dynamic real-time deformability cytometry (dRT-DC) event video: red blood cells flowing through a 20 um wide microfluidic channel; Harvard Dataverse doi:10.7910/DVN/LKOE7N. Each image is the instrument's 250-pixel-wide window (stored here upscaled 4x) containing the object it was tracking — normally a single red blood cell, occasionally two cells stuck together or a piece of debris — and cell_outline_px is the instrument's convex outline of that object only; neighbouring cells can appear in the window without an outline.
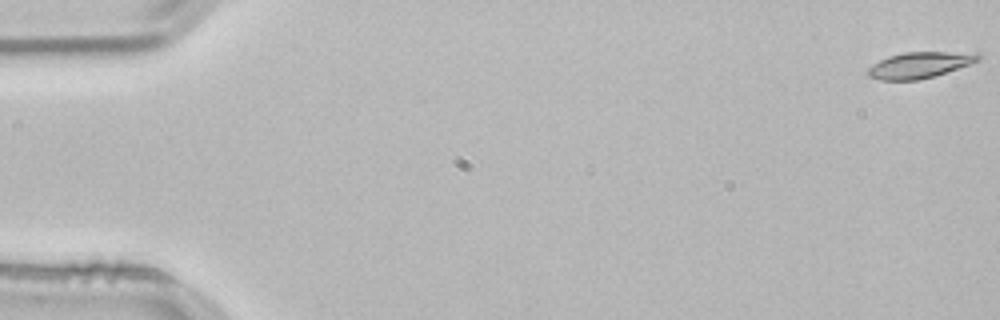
{"species": "common noctule bat (a hibernating species)", "species_latin": "Nyctalus noctula", "temperature_condition": "room temperature", "stored_images_in_passage": 54, "camera_frame_rate_fps": 3000, "um_per_image_px": 0.085, "animal": {"sex": "male", "body_mass_g": 21.5, "forearm_length_mm": 52.0}, "frame": {"image": 1, "passage_image": 1, "time_ms": 0.0, "image_size_px": [1000, 320], "cell_outline_px": [[984, 56], [980, 60], [932, 76], [916, 80], [880, 80], [868, 76], [864, 72], [868, 68], [880, 60], [888, 56], [904, 52], [980, 52]], "centroid_in_image_um": [78.17, 5.51], "position_along_channel_um": 6.8, "area_um2": 16.7}}
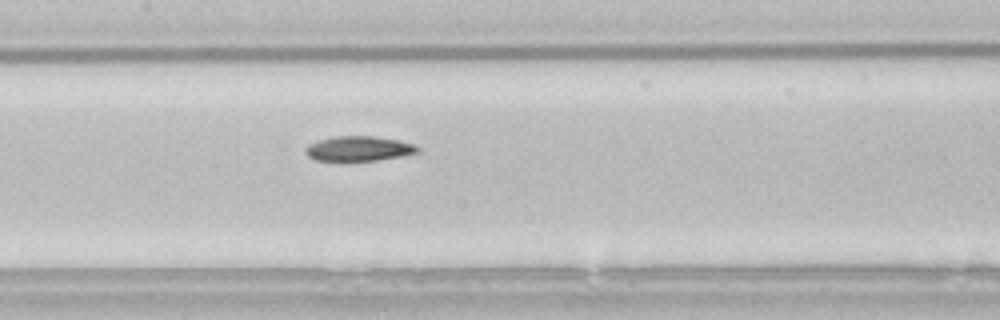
{"frame": {"image": 2, "passage_image": 26, "time_ms": 8.333, "image_size_px": [1000, 320], "cell_outline_px": [[420, 152], [400, 156], [376, 160], [340, 164], [316, 160], [308, 156], [304, 152], [304, 148], [308, 144], [320, 140], [336, 136], [372, 136], [396, 140], [416, 144], [420, 148]], "centroid_in_image_um": [30.43, 12.68], "position_along_channel_um": 177.0, "area_um2": 16.94}}
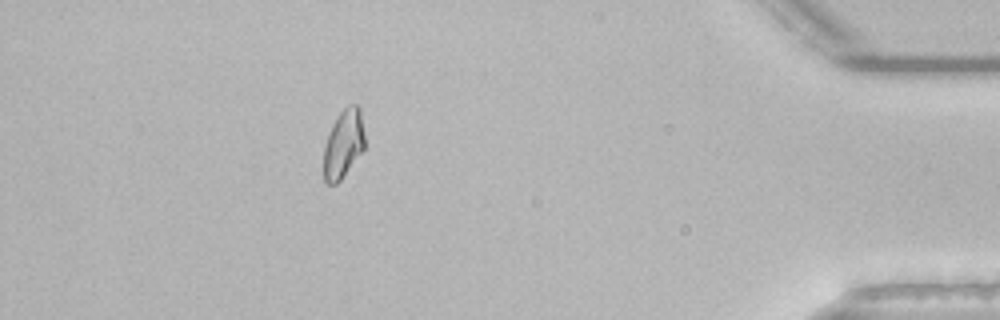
{"frame": {"image": 3, "passage_image": 48, "time_ms": 15.667, "image_size_px": [1000, 320], "cell_outline_px": [[364, 148], [340, 180], [336, 184], [328, 184], [324, 180], [324, 148], [328, 132], [336, 116], [348, 104], [360, 104], [364, 136]], "centroid_in_image_um": [29.18, 12.18], "position_along_channel_um": 406.0, "area_um2": 16.36}, "authors_computed_cell_mechanics": {"area_um2": 16.6464, "velocity_mm_per_s": 3.8325, "shape_relaxation_time_tau1_ms": 9.1646, "shape_relaxation_time_tau2_ms": null, "deformation_change_tau1": 0.2096, "deformation_change_tau2": null}}